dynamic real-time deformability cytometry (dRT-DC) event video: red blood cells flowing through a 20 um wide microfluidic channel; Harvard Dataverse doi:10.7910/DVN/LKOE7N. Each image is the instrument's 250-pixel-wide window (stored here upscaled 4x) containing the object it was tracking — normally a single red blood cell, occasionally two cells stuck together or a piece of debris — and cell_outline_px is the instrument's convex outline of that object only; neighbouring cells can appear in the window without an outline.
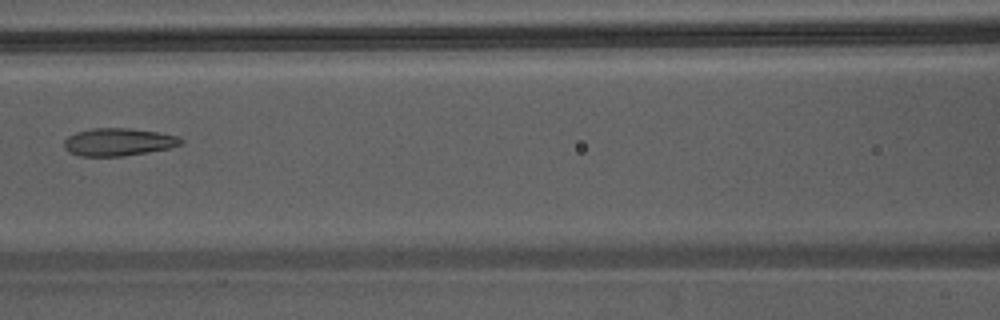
{"species": "Egyptian fruit bat (a non-hibernating species)", "species_latin": "Rousettus aegyptiacus", "temperature_condition": "warm", "stored_images_in_passage": 3, "camera_frame_rate_fps": 3000, "um_per_image_px": 0.085, "animal": {"sex": "male"}, "frame": {"image": 1, "passage_image": 3, "time_ms": 0.667, "image_size_px": [1000, 320], "cell_outline_px": [[184, 144], [168, 148], [148, 152], [124, 156], [80, 156], [68, 152], [64, 148], [64, 140], [68, 136], [76, 132], [92, 128], [128, 128], [156, 132], [180, 136], [184, 140]], "centroid_in_image_um": [10.07, 12.07], "position_along_channel_um": 156.5, "area_um2": 18.96}}